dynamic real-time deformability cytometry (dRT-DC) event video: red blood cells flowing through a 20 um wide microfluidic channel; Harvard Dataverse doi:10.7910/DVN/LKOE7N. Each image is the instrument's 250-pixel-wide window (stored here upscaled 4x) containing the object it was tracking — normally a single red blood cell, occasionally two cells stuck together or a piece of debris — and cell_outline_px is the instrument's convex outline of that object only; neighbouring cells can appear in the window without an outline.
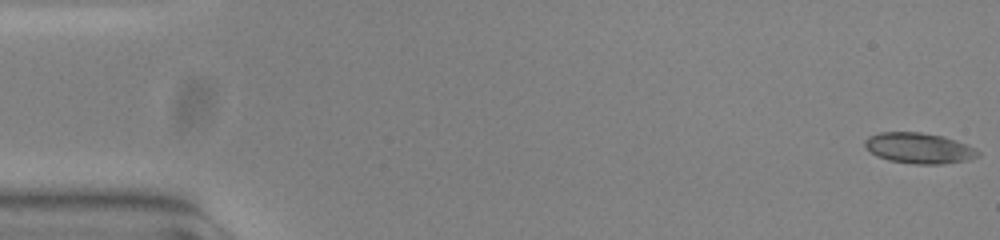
{"species": "common noctule bat (a hibernating species)", "species_latin": "Nyctalus noctula", "temperature_condition": "warm", "stored_images_in_passage": 15, "camera_frame_rate_fps": 3000, "um_per_image_px": 0.085, "animal": {"sex": "female", "body_mass_g": 23.0, "forearm_length_mm": 53.4}, "frame": {"image": 1, "passage_image": 1, "time_ms": 0.0, "image_size_px": [1000, 240], "cell_outline_px": [[980, 156], [968, 160], [940, 164], [916, 164], [888, 160], [876, 156], [864, 148], [864, 140], [868, 136], [880, 132], [920, 132], [944, 136], [976, 148], [980, 152]], "centroid_in_image_um": [78.09, 12.59], "position_along_channel_um": 6.9, "area_um2": 20.4}}